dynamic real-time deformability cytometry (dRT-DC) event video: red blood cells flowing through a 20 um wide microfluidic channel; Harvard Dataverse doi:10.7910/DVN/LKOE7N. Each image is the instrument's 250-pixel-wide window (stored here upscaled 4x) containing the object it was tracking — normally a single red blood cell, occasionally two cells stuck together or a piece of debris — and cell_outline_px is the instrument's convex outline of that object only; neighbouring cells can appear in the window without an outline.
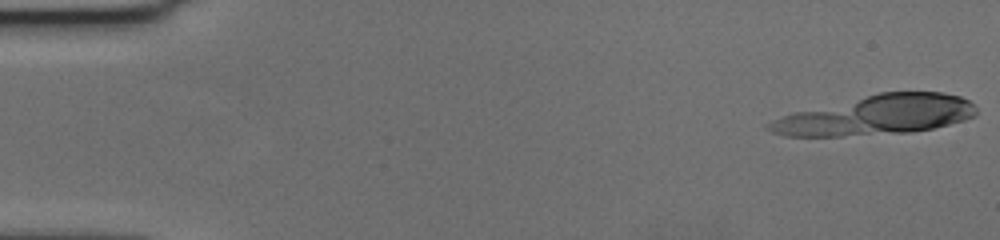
{"species": "human", "species_latin": "Homo sapiens", "temperature_condition": "cold", "stored_images_in_passage": 14, "camera_frame_rate_fps": 3000, "um_per_image_px": 0.085, "donor": {"sex": "female"}, "frame": {"image": 1, "passage_image": 1, "time_ms": 0.0, "image_size_px": [1000, 240], "cell_outline_px": [[976, 116], [964, 120], [932, 128], [912, 132], [840, 136], [784, 136], [772, 132], [764, 128], [764, 124], [772, 120], [792, 112], [880, 92], [944, 92], [960, 96], [968, 100], [976, 108]], "centroid_in_image_um": [74.45, 9.79], "position_along_channel_um": 10.6, "area_um2": 47.8}}